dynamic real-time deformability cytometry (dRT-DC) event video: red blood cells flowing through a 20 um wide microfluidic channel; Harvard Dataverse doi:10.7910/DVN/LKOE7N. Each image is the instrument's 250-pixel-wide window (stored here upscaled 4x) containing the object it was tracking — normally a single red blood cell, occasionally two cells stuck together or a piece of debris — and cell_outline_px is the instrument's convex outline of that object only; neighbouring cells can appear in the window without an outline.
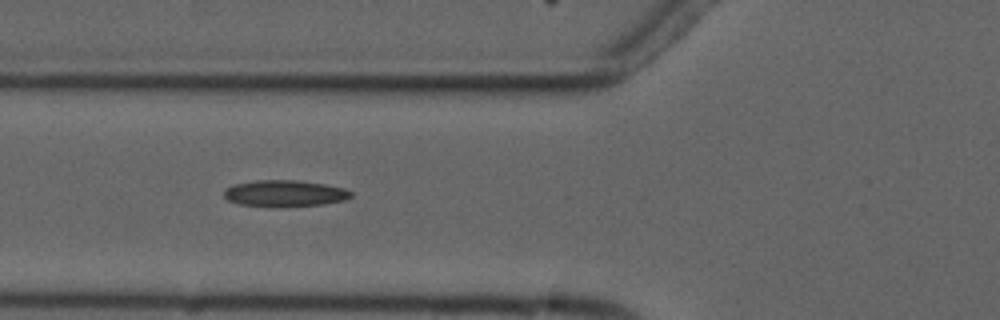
{"species": "common noctule bat (a hibernating species)", "species_latin": "Nyctalus noctula", "temperature_condition": "cold", "stored_images_in_passage": 8, "camera_frame_rate_fps": 3000, "um_per_image_px": 0.085, "animal": {"sex": "male", "forearm_length_mm": 52.5}, "frame": {"image": 1, "passage_image": 4, "time_ms": 3.333, "image_size_px": [1000, 320], "cell_outline_px": [[352, 196], [344, 200], [324, 204], [284, 208], [280, 208], [240, 204], [228, 200], [224, 196], [224, 188], [232, 184], [256, 180], [300, 180], [324, 184], [344, 188], [352, 192]], "centroid_in_image_um": [24.18, 16.45], "position_along_channel_um": 101.6, "area_um2": 20.0}}
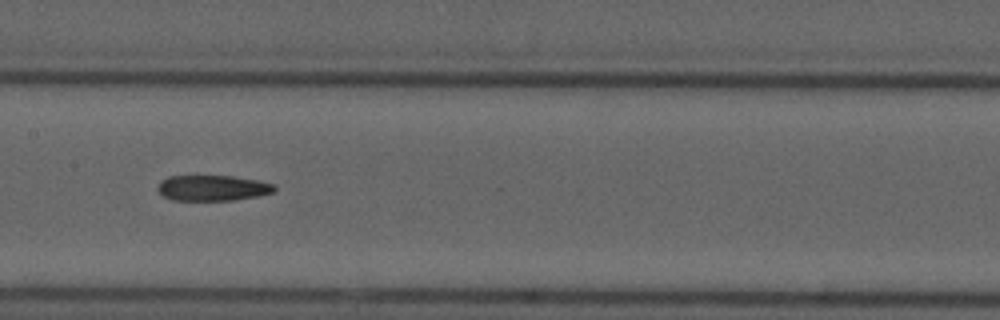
{"frame": {"image": 2, "passage_image": 6, "time_ms": 5.667, "image_size_px": [1000, 320], "cell_outline_px": [[276, 188], [272, 192], [256, 196], [232, 200], [172, 200], [164, 196], [156, 188], [160, 180], [168, 176], [232, 176], [256, 180], [276, 184]], "centroid_in_image_um": [18.04, 15.97], "position_along_channel_um": 189.4, "area_um2": 17.34}}
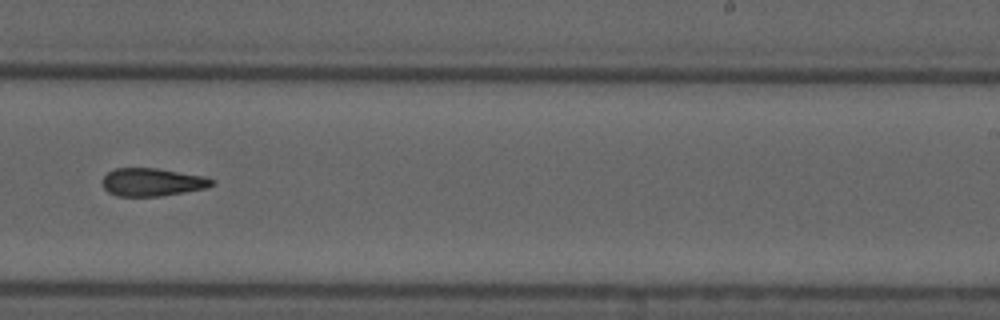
{"frame": {"image": 3, "passage_image": 8, "time_ms": 8.0, "image_size_px": [1000, 320], "cell_outline_px": [[216, 184], [208, 188], [160, 196], [116, 196], [108, 192], [104, 188], [104, 176], [108, 172], [116, 168], [156, 168], [204, 176], [212, 180]], "centroid_in_image_um": [12.96, 15.48], "position_along_channel_um": 276.0, "area_um2": 17.74}}